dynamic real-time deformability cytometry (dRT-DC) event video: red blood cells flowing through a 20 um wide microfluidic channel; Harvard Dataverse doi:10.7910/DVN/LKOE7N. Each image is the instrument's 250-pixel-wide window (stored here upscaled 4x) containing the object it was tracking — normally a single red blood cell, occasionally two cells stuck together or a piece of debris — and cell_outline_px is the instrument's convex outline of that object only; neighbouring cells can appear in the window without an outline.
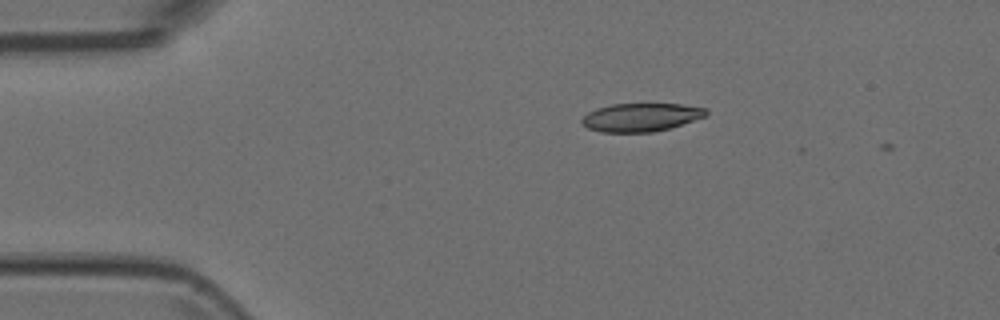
{"species": "Egyptian fruit bat (a non-hibernating species)", "species_latin": "Rousettus aegyptiacus", "temperature_condition": "room temperature", "stored_images_in_passage": 3, "camera_frame_rate_fps": 3000, "um_per_image_px": 0.085, "animal": {"sex": "female"}, "frame": {"image": 1, "passage_image": 1, "time_ms": 0.0, "image_size_px": [1000, 320], "cell_outline_px": [[708, 112], [704, 116], [672, 128], [652, 132], [600, 132], [588, 128], [580, 124], [580, 120], [588, 112], [596, 108], [612, 104], [680, 104], [708, 108]], "centroid_in_image_um": [54.45, 9.97], "position_along_channel_um": 30.5, "area_um2": 20.58}}